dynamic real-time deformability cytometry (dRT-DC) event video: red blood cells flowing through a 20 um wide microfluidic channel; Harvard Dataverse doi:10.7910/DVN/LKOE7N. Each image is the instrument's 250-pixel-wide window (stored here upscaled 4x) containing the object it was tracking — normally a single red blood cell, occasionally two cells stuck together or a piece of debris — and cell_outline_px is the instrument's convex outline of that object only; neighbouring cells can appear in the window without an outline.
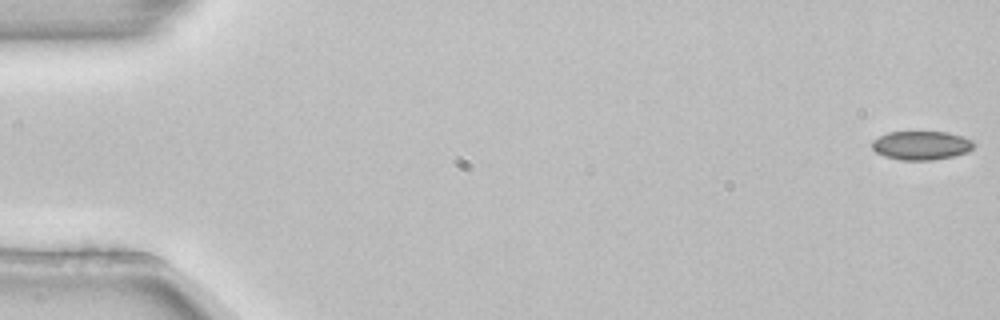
{"species": "common noctule bat (a hibernating species)", "species_latin": "Nyctalus noctula", "temperature_condition": "room temperature", "stored_images_in_passage": 6, "camera_frame_rate_fps": 3000, "um_per_image_px": 0.085, "animal": {"sex": "female", "body_mass_g": 22.7, "forearm_length_mm": 54.2}, "frame": {"image": 1, "passage_image": 1, "time_ms": 0.0, "image_size_px": [1000, 320], "cell_outline_px": [[976, 144], [968, 152], [952, 156], [932, 160], [904, 160], [884, 156], [876, 152], [872, 148], [872, 140], [888, 132], [948, 132], [964, 136], [972, 140]], "centroid_in_image_um": [78.33, 12.35], "position_along_channel_um": 6.7, "area_um2": 17.11}}
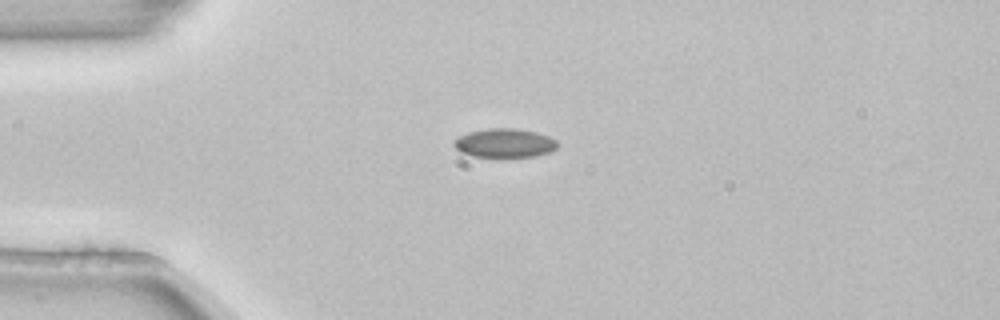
{"frame": {"image": 2, "passage_image": 4, "time_ms": 1.0, "image_size_px": [1000, 320], "cell_outline_px": [[556, 148], [548, 152], [536, 156], [472, 156], [460, 152], [452, 144], [452, 140], [456, 136], [468, 132], [488, 128], [516, 128], [536, 132], [548, 136], [556, 140]], "centroid_in_image_um": [42.82, 12.14], "position_along_channel_um": 42.2, "area_um2": 17.4}}